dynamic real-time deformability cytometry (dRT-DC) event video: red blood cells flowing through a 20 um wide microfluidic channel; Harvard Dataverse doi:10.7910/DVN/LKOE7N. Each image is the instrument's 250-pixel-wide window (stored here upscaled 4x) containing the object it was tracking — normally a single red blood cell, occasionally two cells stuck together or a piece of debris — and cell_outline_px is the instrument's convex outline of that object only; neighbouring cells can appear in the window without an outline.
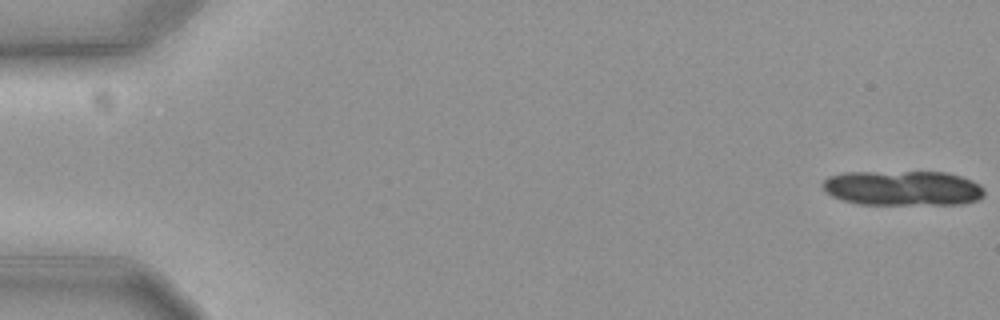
{"species": "common noctule bat (a hibernating species)", "species_latin": "Nyctalus noctula", "temperature_condition": "cold", "stored_images_in_passage": 14, "camera_frame_rate_fps": 3000, "um_per_image_px": 0.085, "animal": {"sex": "female", "body_mass_g": 19.3, "forearm_length_mm": 54.1}, "frame": {"image": 1, "passage_image": 1, "time_ms": 0.0, "image_size_px": [1000, 320], "cell_outline_px": [[984, 196], [976, 200], [964, 204], [856, 204], [832, 196], [820, 184], [828, 176], [844, 172], [948, 172], [972, 180], [980, 184], [984, 188]], "centroid_in_image_um": [76.75, 15.98], "position_along_channel_um": 8.3, "area_um2": 33.12}}